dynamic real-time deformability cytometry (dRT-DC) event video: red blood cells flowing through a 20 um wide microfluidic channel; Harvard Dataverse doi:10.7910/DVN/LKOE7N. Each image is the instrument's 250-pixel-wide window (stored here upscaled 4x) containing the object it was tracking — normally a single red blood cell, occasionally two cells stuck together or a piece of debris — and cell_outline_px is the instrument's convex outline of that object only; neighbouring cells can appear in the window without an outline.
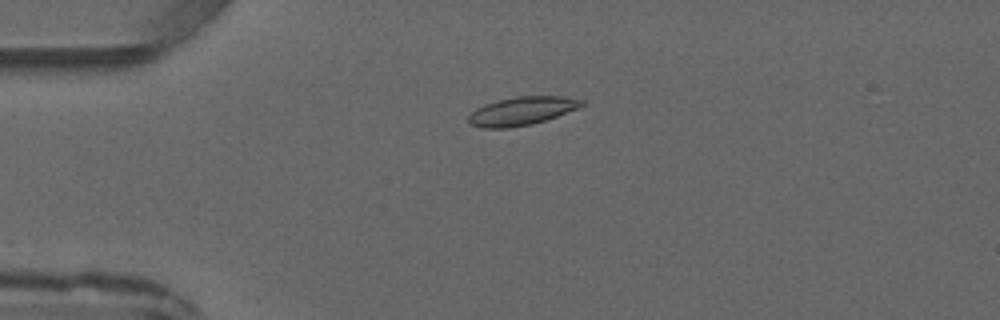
{"species": "common noctule bat (a hibernating species)", "species_latin": "Nyctalus noctula", "temperature_condition": "warm", "stored_images_in_passage": 5, "camera_frame_rate_fps": 3000, "um_per_image_px": 0.085, "animal": {"sex": "male", "forearm_length_mm": 52.5}, "frame": {"image": 1, "passage_image": 3, "time_ms": 3.333, "image_size_px": [1000, 320], "cell_outline_px": [[584, 104], [576, 108], [556, 116], [532, 124], [508, 128], [484, 128], [468, 124], [468, 116], [476, 108], [484, 104], [496, 100], [516, 96], [564, 96], [584, 100]], "centroid_in_image_um": [44.3, 9.43], "position_along_channel_um": 40.7, "area_um2": 18.67}}
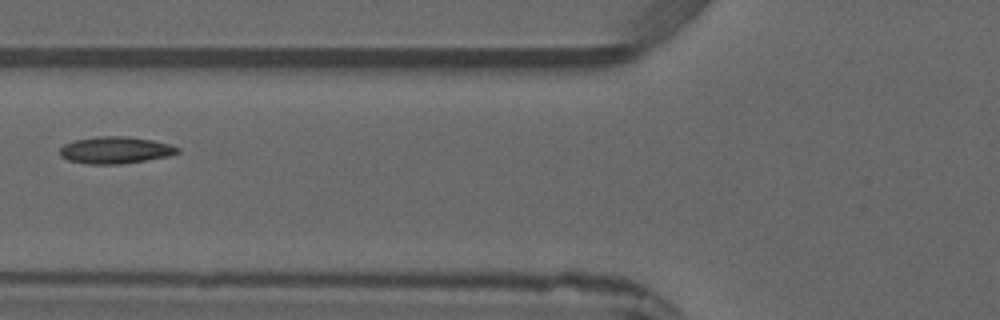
{"frame": {"image": 2, "passage_image": 5, "time_ms": 5.667, "image_size_px": [1000, 320], "cell_outline_px": [[180, 152], [168, 156], [120, 164], [88, 164], [68, 160], [60, 156], [60, 148], [64, 144], [76, 140], [96, 136], [128, 136], [152, 140], [168, 144], [180, 148]], "centroid_in_image_um": [9.79, 12.75], "position_along_channel_um": 116.0, "area_um2": 18.38}}